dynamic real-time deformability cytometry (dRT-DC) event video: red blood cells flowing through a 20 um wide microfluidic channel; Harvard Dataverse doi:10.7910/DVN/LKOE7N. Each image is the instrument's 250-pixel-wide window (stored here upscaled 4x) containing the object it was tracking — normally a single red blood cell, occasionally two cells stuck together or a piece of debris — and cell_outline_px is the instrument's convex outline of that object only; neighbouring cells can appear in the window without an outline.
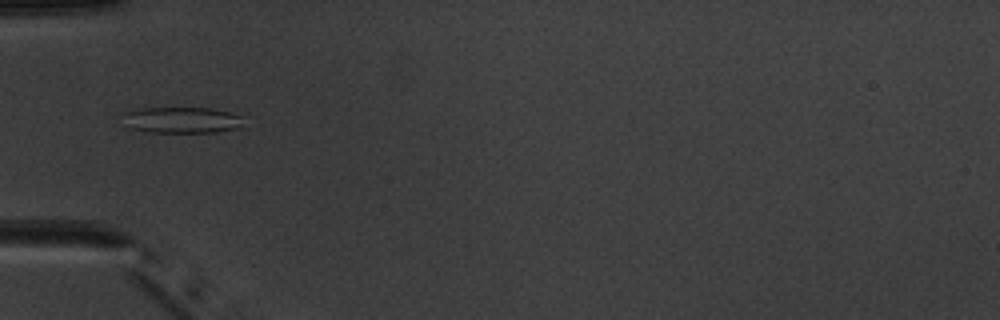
{"species": "common noctule bat (a hibernating species)", "species_latin": "Nyctalus noctula", "temperature_condition": "warm", "stored_images_in_passage": 3, "camera_frame_rate_fps": 3000, "um_per_image_px": 0.085, "animal": {"sex": "male", "body_mass_g": 20.1, "forearm_length_mm": 53.5}, "frame": {"image": 1, "passage_image": 3, "time_ms": 2.333, "image_size_px": [1000, 320], "cell_outline_px": [[240, 128], [216, 132], [152, 132], [128, 128], [120, 112], [132, 108], [212, 108], [228, 112], [240, 116]], "centroid_in_image_um": [15.34, 10.19], "position_along_channel_um": 69.7, "area_um2": 18.5}}